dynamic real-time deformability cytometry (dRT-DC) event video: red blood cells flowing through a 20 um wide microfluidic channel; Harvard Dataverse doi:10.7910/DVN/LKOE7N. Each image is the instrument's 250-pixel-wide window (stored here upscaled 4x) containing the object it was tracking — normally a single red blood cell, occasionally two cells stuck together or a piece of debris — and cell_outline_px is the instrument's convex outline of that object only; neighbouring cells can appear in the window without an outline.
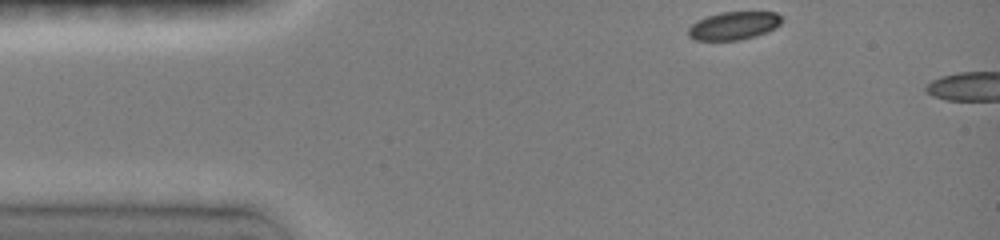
{"species": "common noctule bat (a hibernating species)", "species_latin": "Nyctalus noctula", "temperature_condition": "room temperature", "stored_images_in_passage": 2, "camera_frame_rate_fps": 3000, "um_per_image_px": 0.085, "animal": {"sex": "female", "body_mass_g": 19.0, "forearm_length_mm": 51.5}, "frame": {"image": 1, "passage_image": 1, "time_ms": 0.0, "image_size_px": [1000, 240], "cell_outline_px": [[784, 20], [780, 24], [756, 36], [740, 40], [696, 40], [688, 36], [688, 28], [692, 24], [708, 16], [720, 12], [776, 12]], "centroid_in_image_um": [62.36, 2.18], "position_along_channel_um": 22.6, "area_um2": 15.09}}